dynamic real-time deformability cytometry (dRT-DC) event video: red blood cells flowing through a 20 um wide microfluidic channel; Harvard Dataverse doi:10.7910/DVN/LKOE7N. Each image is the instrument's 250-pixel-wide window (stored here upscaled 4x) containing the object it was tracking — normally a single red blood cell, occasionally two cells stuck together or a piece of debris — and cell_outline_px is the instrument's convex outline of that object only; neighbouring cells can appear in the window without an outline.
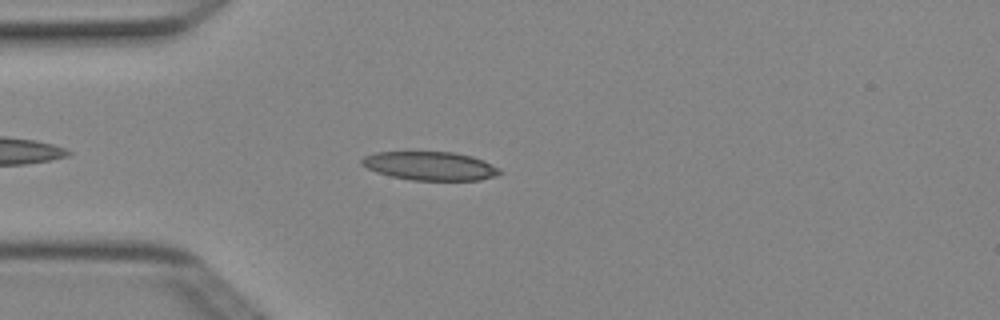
{"species": "Egyptian fruit bat (a non-hibernating species)", "species_latin": "Rousettus aegyptiacus", "temperature_condition": "cold", "stored_images_in_passage": 3, "camera_frame_rate_fps": 3000, "um_per_image_px": 0.085, "animal": {"sex": "female"}, "frame": {"image": 1, "passage_image": 3, "time_ms": 0.667, "image_size_px": [1000, 320], "cell_outline_px": [[504, 172], [496, 176], [480, 180], [412, 180], [392, 176], [376, 172], [360, 164], [360, 160], [364, 156], [376, 152], [452, 152], [472, 156], [484, 160], [500, 168]], "centroid_in_image_um": [36.59, 14.1], "position_along_channel_um": 48.4, "area_um2": 23.12}}